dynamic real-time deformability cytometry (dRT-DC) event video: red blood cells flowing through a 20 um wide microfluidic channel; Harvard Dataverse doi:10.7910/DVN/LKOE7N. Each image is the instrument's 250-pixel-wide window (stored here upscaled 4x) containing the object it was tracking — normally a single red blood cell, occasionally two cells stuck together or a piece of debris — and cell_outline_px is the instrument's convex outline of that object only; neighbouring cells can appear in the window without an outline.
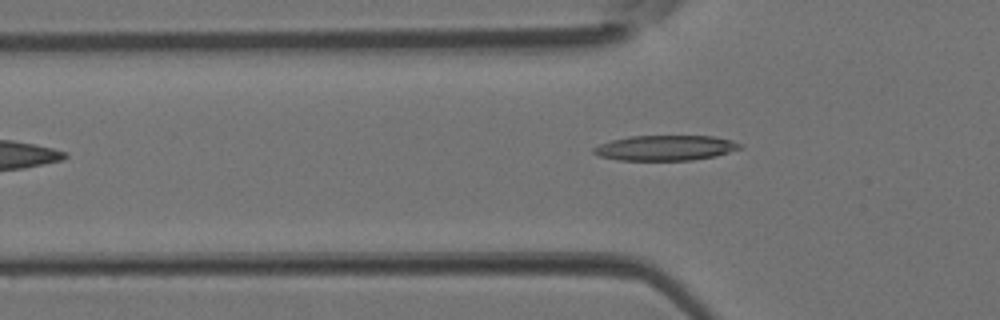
{"species": "Egyptian fruit bat (a non-hibernating species)", "species_latin": "Rousettus aegyptiacus", "temperature_condition": "room temperature", "stored_images_in_passage": 2, "camera_frame_rate_fps": 3000, "um_per_image_px": 0.085, "animal": {"sex": "female"}, "frame": {"image": 1, "passage_image": 2, "time_ms": 0.333, "image_size_px": [1000, 320], "cell_outline_px": [[744, 148], [716, 156], [692, 160], [616, 160], [600, 156], [592, 152], [592, 148], [600, 144], [612, 140], [628, 136], [712, 136], [732, 140], [740, 144]], "centroid_in_image_um": [56.57, 12.57], "position_along_channel_um": 69.2, "area_um2": 21.56}}